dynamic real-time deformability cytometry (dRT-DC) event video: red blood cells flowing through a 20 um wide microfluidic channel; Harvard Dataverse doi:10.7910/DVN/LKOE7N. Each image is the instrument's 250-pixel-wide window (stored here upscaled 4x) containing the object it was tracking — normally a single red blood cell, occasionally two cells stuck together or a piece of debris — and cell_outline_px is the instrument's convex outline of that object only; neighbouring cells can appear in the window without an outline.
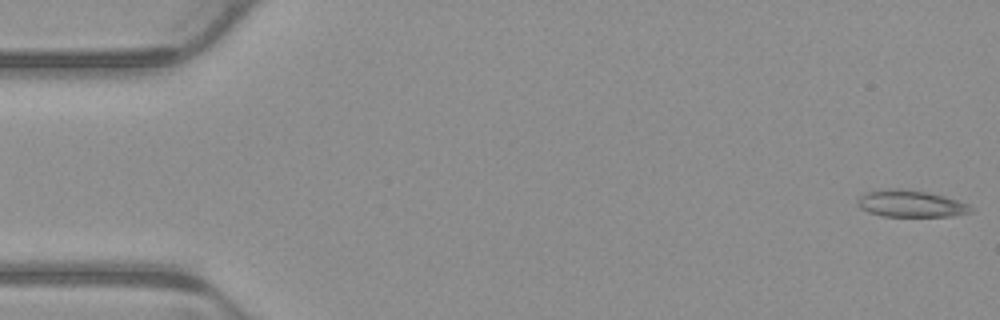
{"species": "common noctule bat (a hibernating species)", "species_latin": "Nyctalus noctula", "temperature_condition": "warm", "stored_images_in_passage": 5, "camera_frame_rate_fps": 3000, "um_per_image_px": 0.085, "animal": {"sex": "male", "body_mass_g": 23.1, "forearm_length_mm": 52.7}, "frame": {"image": 1, "passage_image": 1, "time_ms": 0.0, "image_size_px": [1000, 320], "cell_outline_px": [[972, 212], [948, 216], [884, 216], [868, 212], [860, 208], [856, 204], [856, 200], [864, 192], [892, 188], [896, 188], [924, 192], [944, 196], [968, 204], [972, 208]], "centroid_in_image_um": [77.35, 17.31], "position_along_channel_um": 7.7, "area_um2": 17.51}}
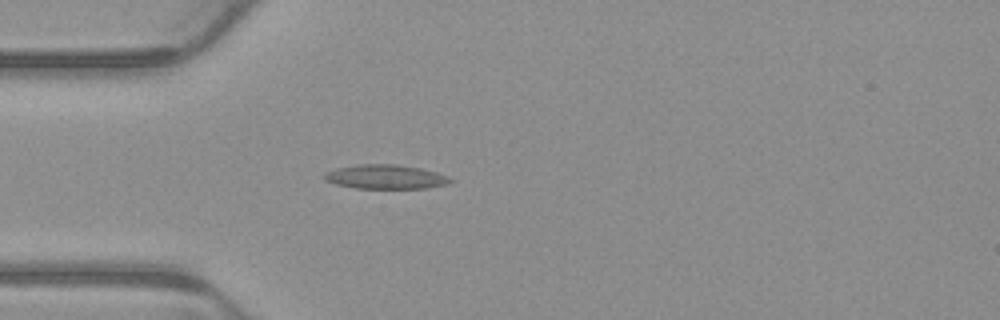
{"frame": {"image": 2, "passage_image": 5, "time_ms": 1.333, "image_size_px": [1000, 320], "cell_outline_px": [[452, 180], [448, 184], [428, 188], [356, 188], [336, 184], [324, 180], [324, 172], [336, 168], [356, 164], [396, 164], [420, 168], [436, 172], [448, 176]], "centroid_in_image_um": [32.75, 15.02], "position_along_channel_um": 52.2, "area_um2": 17.8}}